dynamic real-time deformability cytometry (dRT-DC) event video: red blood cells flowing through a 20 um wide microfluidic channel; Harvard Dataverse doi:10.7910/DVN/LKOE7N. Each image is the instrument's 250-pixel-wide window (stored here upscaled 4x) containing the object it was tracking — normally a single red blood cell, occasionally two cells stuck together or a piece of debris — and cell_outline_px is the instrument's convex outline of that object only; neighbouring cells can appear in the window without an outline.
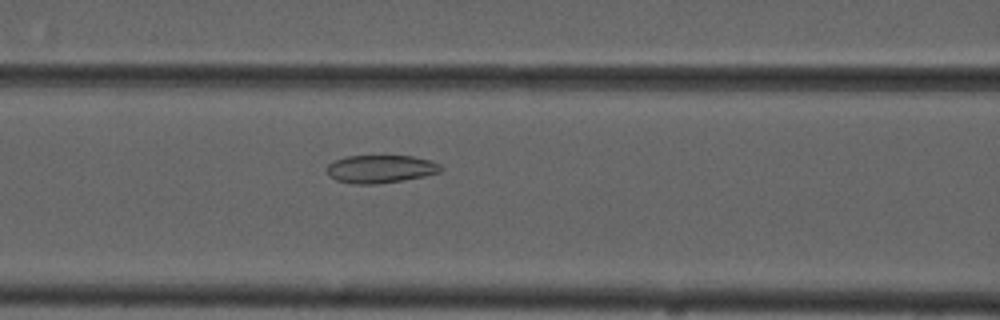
{"species": "common noctule bat (a hibernating species)", "species_latin": "Nyctalus noctula", "temperature_condition": "cold", "stored_images_in_passage": 31, "camera_frame_rate_fps": 3000, "um_per_image_px": 0.085, "animal": {"sex": "male", "forearm_length_mm": 52.5}, "frame": {"image": 1, "passage_image": 6, "time_ms": 1.667, "image_size_px": [1000, 320], "cell_outline_px": [[444, 168], [440, 172], [424, 176], [404, 180], [376, 184], [356, 184], [336, 180], [328, 172], [328, 164], [336, 160], [348, 156], [412, 156], [428, 160], [440, 164]], "centroid_in_image_um": [32.39, 14.36], "position_along_channel_um": 134.2, "area_um2": 18.32}}
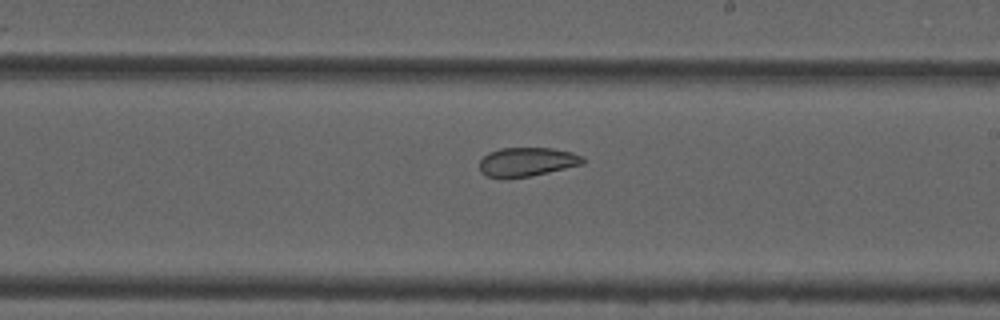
{"frame": {"image": 2, "passage_image": 15, "time_ms": 4.667, "image_size_px": [1000, 320], "cell_outline_px": [[584, 164], [548, 172], [508, 180], [504, 180], [484, 176], [480, 172], [480, 160], [488, 152], [500, 148], [552, 148], [572, 152], [584, 156]], "centroid_in_image_um": [44.75, 13.78], "position_along_channel_um": 244.3, "area_um2": 17.86}}
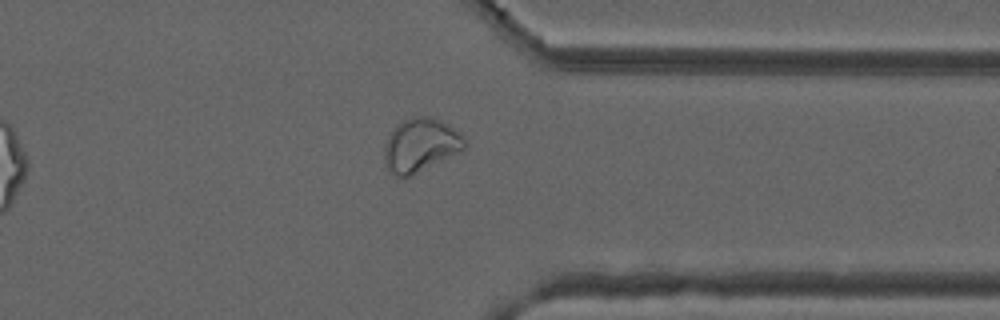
{"frame": {"image": 3, "passage_image": 26, "time_ms": 8.333, "image_size_px": [1000, 320], "cell_outline_px": [[468, 144], [464, 148], [412, 176], [404, 180], [396, 176], [384, 164], [384, 144], [388, 136], [396, 124], [404, 120], [416, 116], [432, 116], [448, 124], [464, 136]], "centroid_in_image_um": [35.72, 12.34], "position_along_channel_um": 375.7, "area_um2": 25.2}, "authors_computed_cell_mechanics": {"area_um2": 19.074, "velocity_mm_per_s": 3.6723, "shape_relaxation_time_tau1_ms": null, "shape_relaxation_time_tau2_ms": 2.5799, "deformation_change_tau1": null, "deformation_change_tau2": 0.0591}}